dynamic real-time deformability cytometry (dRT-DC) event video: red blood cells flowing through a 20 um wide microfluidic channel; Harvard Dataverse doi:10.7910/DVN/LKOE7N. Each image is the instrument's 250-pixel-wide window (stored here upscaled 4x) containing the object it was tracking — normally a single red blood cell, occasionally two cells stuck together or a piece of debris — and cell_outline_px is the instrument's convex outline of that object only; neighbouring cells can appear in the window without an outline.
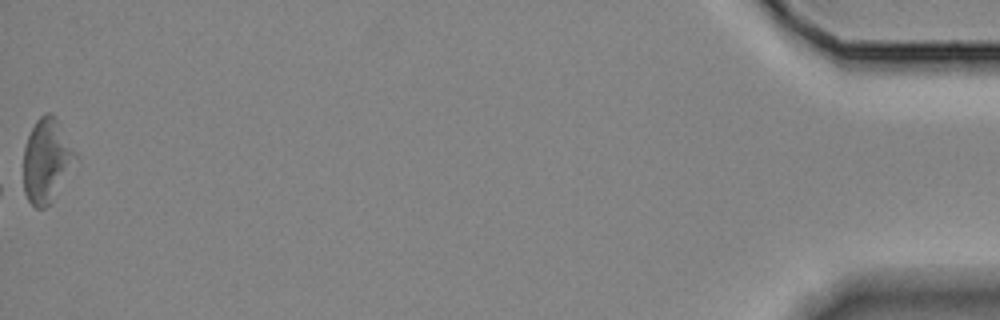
{"species": "Egyptian fruit bat (a non-hibernating species)", "species_latin": "Rousettus aegyptiacus", "temperature_condition": "room temperature", "stored_images_in_passage": 46, "camera_frame_rate_fps": 3000, "um_per_image_px": 0.085, "animal": {"sex": "female"}, "frame": {"image": 1, "passage_image": 46, "time_ms": 15.0, "image_size_px": [1000, 320], "cell_outline_px": [[76, 156], [48, 204], [44, 208], [36, 208], [28, 200], [24, 192], [24, 148], [28, 136], [36, 120], [44, 112], [48, 112], [56, 116]], "centroid_in_image_um": [3.89, 13.58], "position_along_channel_um": 431.3, "area_um2": 24.16}}